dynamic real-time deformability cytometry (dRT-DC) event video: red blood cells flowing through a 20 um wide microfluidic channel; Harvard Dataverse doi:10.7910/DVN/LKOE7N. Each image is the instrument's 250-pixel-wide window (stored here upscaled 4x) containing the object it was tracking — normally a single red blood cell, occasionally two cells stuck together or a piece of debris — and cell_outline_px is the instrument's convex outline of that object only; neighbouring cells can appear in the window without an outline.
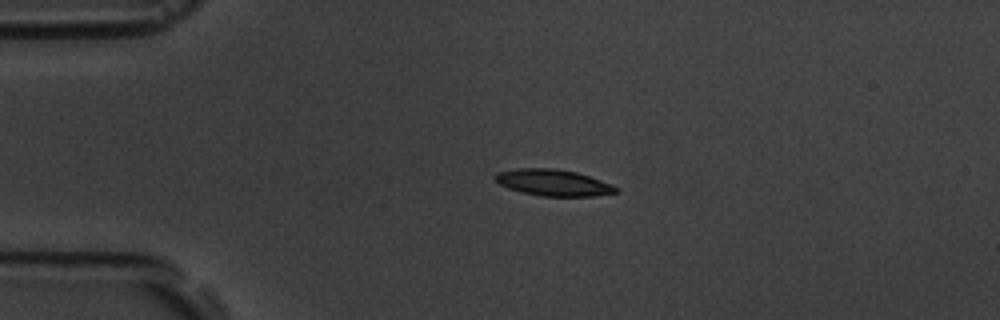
{"species": "common noctule bat (a hibernating species)", "species_latin": "Nyctalus noctula", "temperature_condition": "room temperature", "stored_images_in_passage": 5, "camera_frame_rate_fps": 3000, "um_per_image_px": 0.085, "animal": {"sex": "male", "body_mass_g": 19.5, "forearm_length_mm": 54.6}, "frame": {"image": 1, "passage_image": 3, "time_ms": 2.333, "image_size_px": [1000, 320], "cell_outline_px": [[620, 192], [592, 196], [540, 196], [520, 192], [508, 188], [500, 184], [492, 176], [496, 172], [516, 168], [556, 168], [576, 172], [612, 184], [620, 188]], "centroid_in_image_um": [47.02, 15.52], "position_along_channel_um": 38.0, "area_um2": 18.79}}
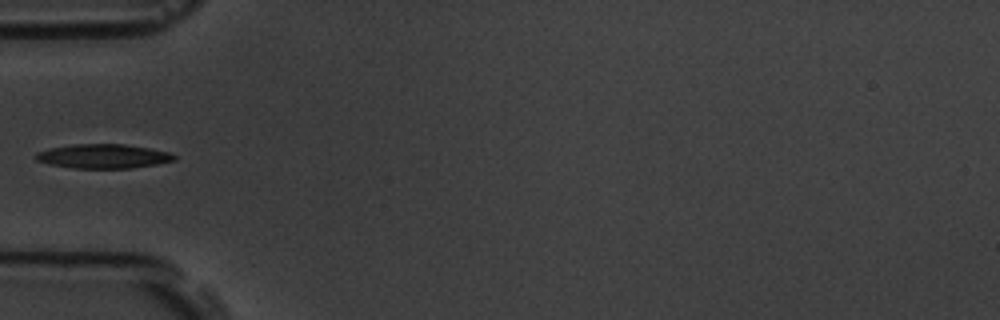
{"frame": {"image": 2, "passage_image": 5, "time_ms": 4.333, "image_size_px": [1000, 320], "cell_outline_px": [[176, 160], [156, 164], [132, 168], [72, 168], [48, 164], [36, 160], [36, 152], [48, 148], [76, 144], [124, 144], [148, 148], [168, 152], [176, 156]], "centroid_in_image_um": [8.75, 13.28], "position_along_channel_um": 76.2, "area_um2": 19.48}}